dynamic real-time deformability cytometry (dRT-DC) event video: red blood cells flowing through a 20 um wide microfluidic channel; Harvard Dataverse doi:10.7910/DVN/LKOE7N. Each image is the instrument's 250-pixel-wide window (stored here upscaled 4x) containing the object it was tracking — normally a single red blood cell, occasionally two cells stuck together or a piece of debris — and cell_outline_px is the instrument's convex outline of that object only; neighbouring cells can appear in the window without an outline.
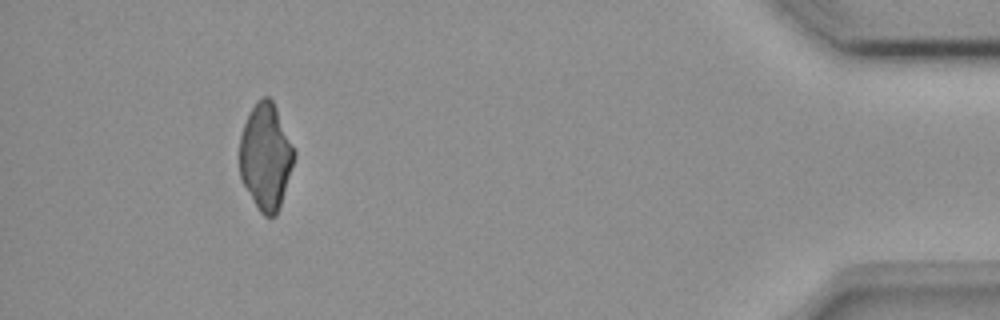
{"species": "common noctule bat (a hibernating species)", "species_latin": "Nyctalus noctula", "temperature_condition": "room temperature", "stored_images_in_passage": 38, "camera_frame_rate_fps": 3000, "um_per_image_px": 0.085, "animal": {"sex": "female", "body_mass_g": 18.4}, "frame": {"image": 1, "passage_image": 34, "time_ms": 11.0, "image_size_px": [1000, 320], "cell_outline_px": [[296, 156], [276, 216], [264, 216], [260, 212], [244, 184], [240, 176], [240, 136], [244, 124], [256, 100], [260, 96], [268, 96], [272, 100], [276, 108], [296, 152]], "centroid_in_image_um": [22.59, 13.28], "position_along_channel_um": 412.6, "area_um2": 33.41}}